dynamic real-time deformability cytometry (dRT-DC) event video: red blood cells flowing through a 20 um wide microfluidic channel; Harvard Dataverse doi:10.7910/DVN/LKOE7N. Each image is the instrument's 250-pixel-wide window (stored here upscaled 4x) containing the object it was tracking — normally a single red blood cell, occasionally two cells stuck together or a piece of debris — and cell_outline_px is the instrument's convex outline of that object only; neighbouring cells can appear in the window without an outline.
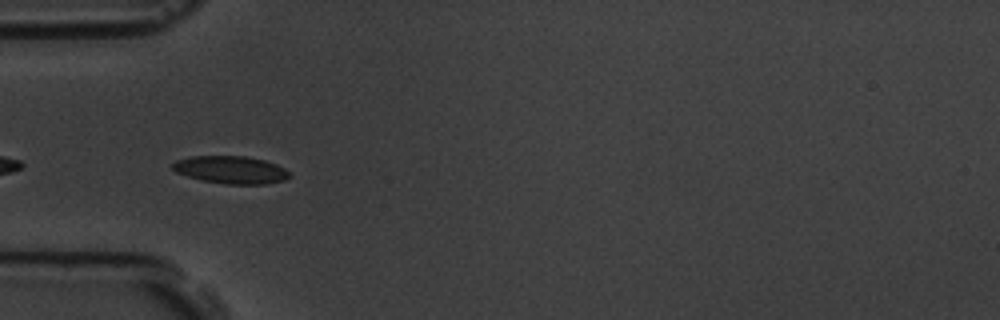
{"species": "common noctule bat (a hibernating species)", "species_latin": "Nyctalus noctula", "temperature_condition": "room temperature", "stored_images_in_passage": 43, "camera_frame_rate_fps": 3000, "um_per_image_px": 0.085, "animal": {"sex": "male", "body_mass_g": 19.5, "forearm_length_mm": 54.6}, "frame": {"image": 1, "passage_image": 3, "time_ms": 0.667, "image_size_px": [1000, 320], "cell_outline_px": [[292, 176], [284, 180], [268, 184], [224, 184], [200, 180], [176, 172], [172, 168], [172, 164], [176, 160], [192, 156], [244, 156], [264, 160], [276, 164], [284, 168]], "centroid_in_image_um": [19.63, 14.44], "position_along_channel_um": 65.4, "area_um2": 18.84}}
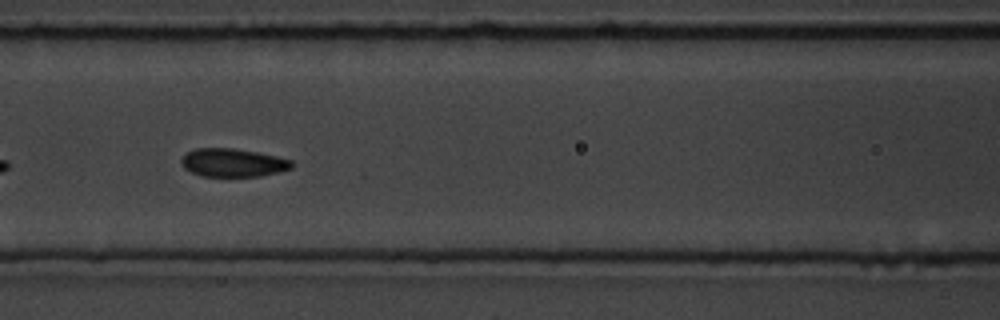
{"frame": {"image": 2, "passage_image": 10, "time_ms": 3.0, "image_size_px": [1000, 320], "cell_outline_px": [[296, 164], [292, 168], [280, 172], [260, 176], [200, 176], [184, 168], [180, 164], [180, 160], [188, 152], [196, 148], [232, 148], [256, 152], [276, 156], [292, 160]], "centroid_in_image_um": [19.82, 13.83], "position_along_channel_um": 146.8, "area_um2": 18.26}}
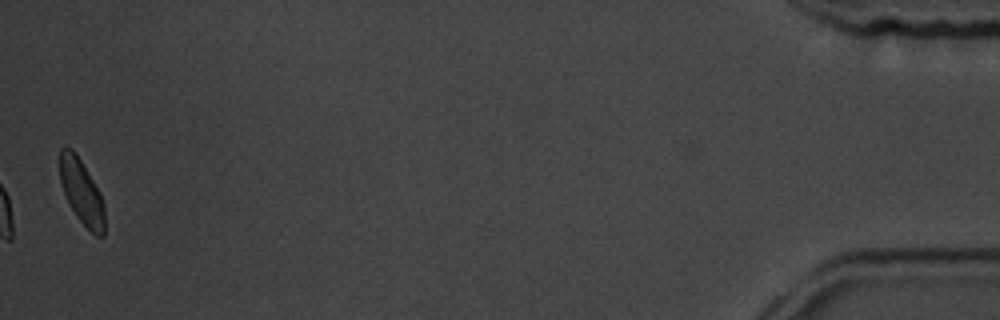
{"frame": {"image": 3, "passage_image": 42, "time_ms": 13.667, "image_size_px": [1000, 320], "cell_outline_px": [[104, 236], [96, 236], [76, 216], [64, 192], [60, 180], [60, 148], [72, 148], [80, 160], [100, 192], [104, 208]], "centroid_in_image_um": [6.94, 16.31], "position_along_channel_um": 428.3, "area_um2": 16.42}, "authors_computed_cell_mechanics": {"area_um2": 17.8024, "velocity_mm_per_s": 3.5243, "shape_relaxation_time_tau1_ms": 1.7245, "shape_relaxation_time_tau2_ms": 1.2181, "deformation_change_tau1": 0.0886, "deformation_change_tau2": 0.067}}